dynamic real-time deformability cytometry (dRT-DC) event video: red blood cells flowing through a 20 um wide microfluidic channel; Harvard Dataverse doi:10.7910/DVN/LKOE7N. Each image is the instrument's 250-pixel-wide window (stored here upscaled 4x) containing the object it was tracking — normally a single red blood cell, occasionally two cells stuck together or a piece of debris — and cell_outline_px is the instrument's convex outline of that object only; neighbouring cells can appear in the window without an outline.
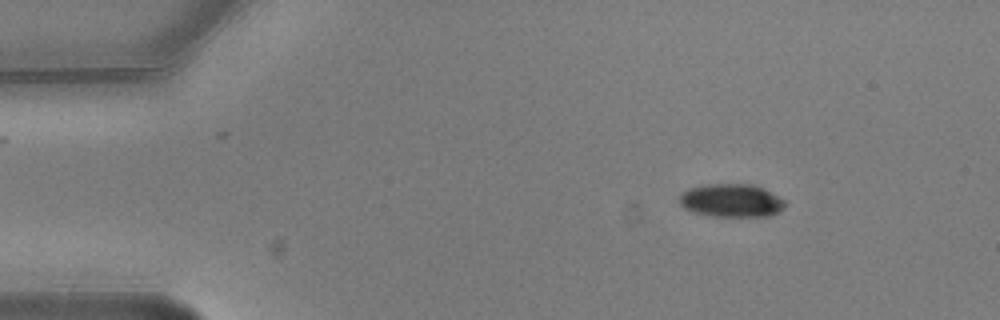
{"species": "common noctule bat (a hibernating species)", "species_latin": "Nyctalus noctula", "temperature_condition": "warm", "stored_images_in_passage": 3, "camera_frame_rate_fps": 3000, "um_per_image_px": 0.085, "animal": {"sex": "male", "body_mass_g": 20.5, "forearm_length_mm": 52.5}, "frame": {"image": 1, "passage_image": 1, "time_ms": 0.0, "image_size_px": [1000, 320], "cell_outline_px": [[784, 208], [772, 216], [708, 216], [692, 212], [684, 208], [680, 204], [680, 192], [688, 188], [708, 184], [752, 184], [764, 188], [784, 200]], "centroid_in_image_um": [62.14, 17.04], "position_along_channel_um": 22.9, "area_um2": 20.58}}